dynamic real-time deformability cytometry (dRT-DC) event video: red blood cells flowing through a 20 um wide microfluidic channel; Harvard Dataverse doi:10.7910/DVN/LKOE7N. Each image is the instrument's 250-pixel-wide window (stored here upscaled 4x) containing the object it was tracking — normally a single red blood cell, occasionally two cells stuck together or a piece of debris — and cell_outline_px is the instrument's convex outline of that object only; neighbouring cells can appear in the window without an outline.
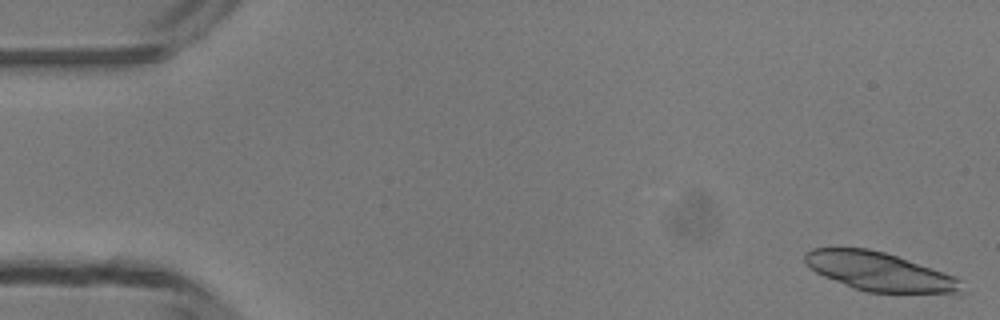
{"species": "common noctule bat (a hibernating species)", "species_latin": "Nyctalus noctula", "temperature_condition": "room temperature", "stored_images_in_passage": 7, "camera_frame_rate_fps": 3000, "um_per_image_px": 0.085, "animal": {"sex": "male", "body_mass_g": 13.3}, "frame": {"image": 1, "passage_image": 1, "time_ms": 0.0, "image_size_px": [1000, 320], "cell_outline_px": [[960, 292], [868, 292], [852, 288], [824, 276], [816, 272], [804, 260], [804, 252], [812, 248], [868, 248], [884, 252], [896, 256], [952, 276], [960, 280]], "centroid_in_image_um": [74.62, 23.06], "position_along_channel_um": 10.4, "area_um2": 34.16}}
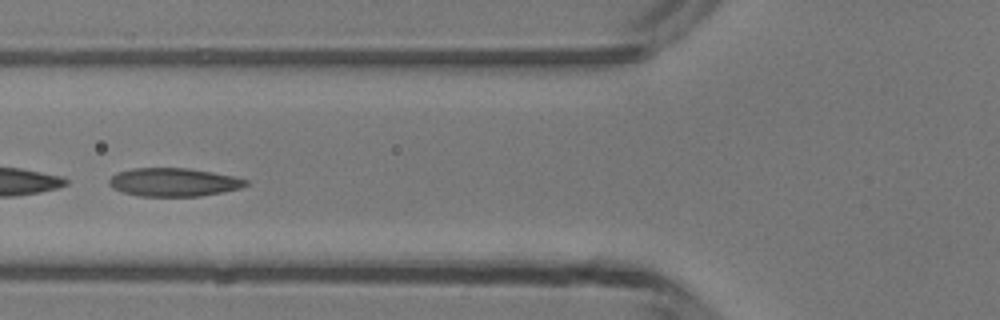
{"frame": {"image": 2, "passage_image": 6, "time_ms": 5.667, "image_size_px": [1000, 320], "cell_outline_px": [[248, 184], [240, 188], [200, 196], [136, 196], [120, 192], [112, 188], [108, 184], [108, 180], [116, 172], [132, 168], [188, 168], [212, 172], [232, 176], [248, 180]], "centroid_in_image_um": [14.69, 15.49], "position_along_channel_um": 111.1, "area_um2": 22.66}}
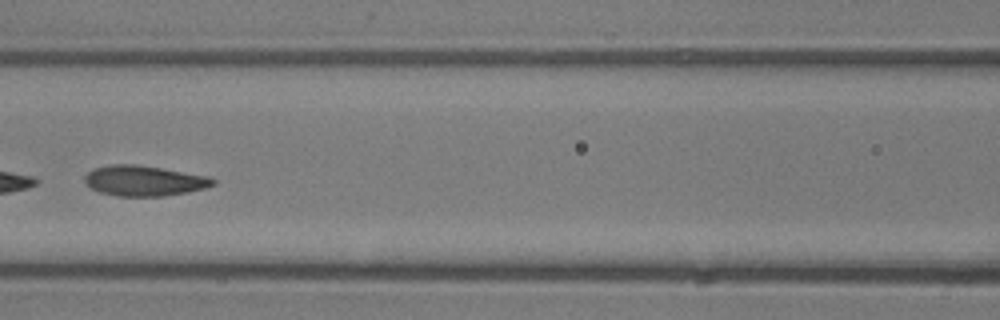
{"frame": {"image": 3, "passage_image": 7, "time_ms": 6.667, "image_size_px": [1000, 320], "cell_outline_px": [[216, 184], [204, 188], [188, 192], [164, 196], [116, 196], [100, 192], [84, 184], [84, 176], [88, 172], [96, 168], [112, 164], [136, 164], [208, 176], [216, 180]], "centroid_in_image_um": [12.24, 15.37], "position_along_channel_um": 154.4, "area_um2": 22.66}}